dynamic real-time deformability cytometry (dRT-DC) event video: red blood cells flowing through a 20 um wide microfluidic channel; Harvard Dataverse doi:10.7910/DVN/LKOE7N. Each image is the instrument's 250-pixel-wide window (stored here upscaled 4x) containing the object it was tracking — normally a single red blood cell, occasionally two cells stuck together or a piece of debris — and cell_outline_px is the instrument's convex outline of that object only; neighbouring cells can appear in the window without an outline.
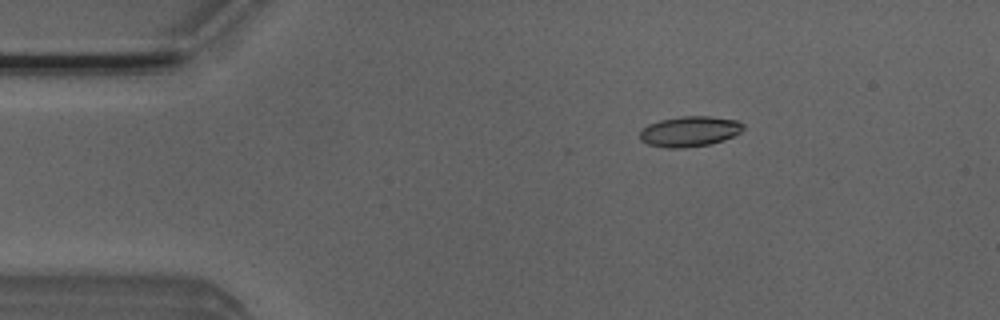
{"species": "Egyptian fruit bat (a non-hibernating species)", "species_latin": "Rousettus aegyptiacus", "temperature_condition": "room temperature", "stored_images_in_passage": 5, "camera_frame_rate_fps": 3000, "um_per_image_px": 0.085, "animal": {"sex": "male"}, "frame": {"image": 1, "passage_image": 5, "time_ms": 1.333, "image_size_px": [1000, 320], "cell_outline_px": [[744, 128], [740, 132], [724, 140], [708, 144], [684, 148], [668, 148], [648, 144], [640, 140], [640, 132], [648, 124], [660, 120], [680, 116], [712, 116], [736, 120], [744, 124]], "centroid_in_image_um": [58.62, 11.16], "position_along_channel_um": 26.4, "area_um2": 18.26}}